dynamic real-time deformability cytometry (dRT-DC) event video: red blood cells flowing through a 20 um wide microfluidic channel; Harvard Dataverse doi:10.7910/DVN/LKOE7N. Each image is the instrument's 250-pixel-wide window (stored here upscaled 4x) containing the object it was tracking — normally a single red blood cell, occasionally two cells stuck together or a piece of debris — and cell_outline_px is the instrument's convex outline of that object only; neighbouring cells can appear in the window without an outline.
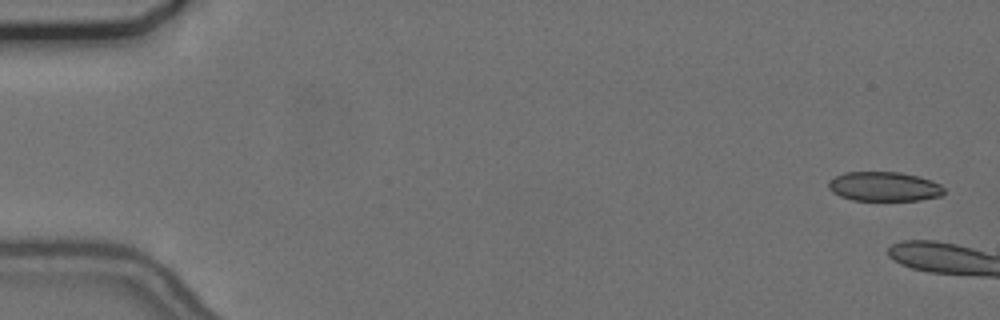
{"species": "common noctule bat (a hibernating species)", "species_latin": "Nyctalus noctula", "temperature_condition": "cold", "stored_images_in_passage": 13, "camera_frame_rate_fps": 3000, "um_per_image_px": 0.085, "animal": {"sex": "female", "body_mass_g": 24.6, "forearm_length_mm": 56.2}, "frame": {"image": 1, "passage_image": 2, "time_ms": 0.333, "image_size_px": [1000, 320], "cell_outline_px": [[944, 192], [940, 196], [920, 200], [852, 200], [840, 196], [832, 192], [828, 188], [828, 180], [844, 172], [900, 172], [932, 180], [940, 184], [944, 188]], "centroid_in_image_um": [75.13, 15.85], "position_along_channel_um": 9.9, "area_um2": 19.83}}